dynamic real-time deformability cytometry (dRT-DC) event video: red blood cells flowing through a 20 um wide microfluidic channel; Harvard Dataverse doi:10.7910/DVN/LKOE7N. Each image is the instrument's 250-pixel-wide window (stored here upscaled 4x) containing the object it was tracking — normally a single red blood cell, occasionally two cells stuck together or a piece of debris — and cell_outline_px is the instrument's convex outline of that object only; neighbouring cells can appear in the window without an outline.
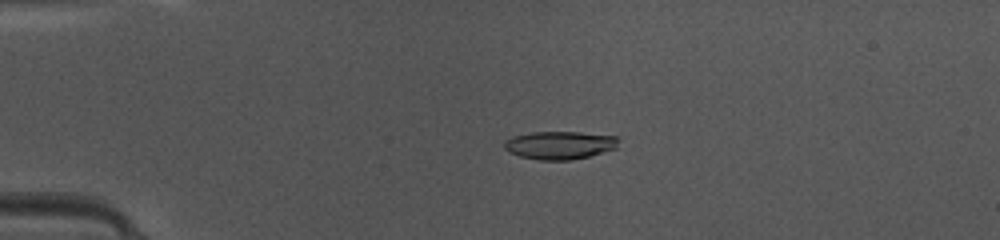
{"species": "common noctule bat (a hibernating species)", "species_latin": "Nyctalus noctula", "temperature_condition": "warm", "stored_images_in_passage": 42, "camera_frame_rate_fps": 3000, "um_per_image_px": 0.085, "animal": {"sex": "female", "body_mass_g": 10.0, "forearm_length_mm": 53.1}, "frame": {"image": 1, "passage_image": 5, "time_ms": 1.333, "image_size_px": [1000, 240], "cell_outline_px": [[620, 140], [616, 148], [588, 156], [572, 160], [540, 160], [520, 156], [508, 152], [504, 148], [504, 140], [512, 136], [532, 132], [580, 132], [620, 136]], "centroid_in_image_um": [47.58, 12.33], "position_along_channel_um": 37.4, "area_um2": 18.84}}
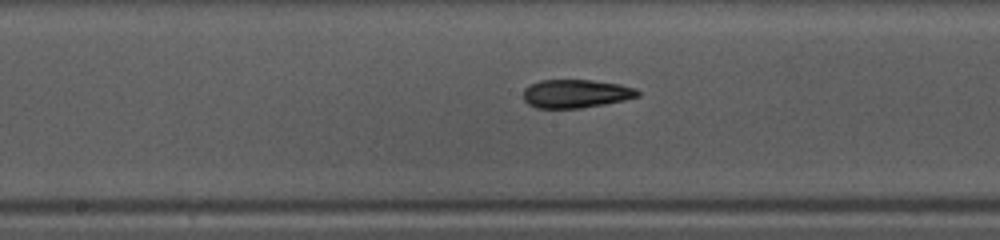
{"frame": {"image": 2, "passage_image": 19, "time_ms": 6.0, "image_size_px": [1000, 240], "cell_outline_px": [[640, 96], [624, 100], [604, 104], [580, 108], [536, 108], [528, 104], [524, 100], [524, 88], [528, 84], [540, 80], [592, 80], [620, 84], [636, 88], [640, 92]], "centroid_in_image_um": [48.94, 7.95], "position_along_channel_um": 199.3, "area_um2": 19.07}}
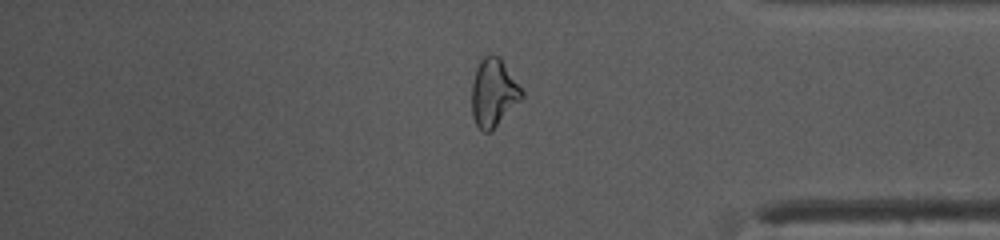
{"frame": {"image": 3, "passage_image": 34, "time_ms": 11.0, "image_size_px": [1000, 240], "cell_outline_px": [[524, 96], [492, 132], [484, 132], [476, 124], [472, 116], [472, 84], [476, 68], [480, 60], [488, 52], [492, 52], [500, 56], [524, 92]], "centroid_in_image_um": [41.95, 7.86], "position_along_channel_um": 393.2, "area_um2": 20.11}, "authors_computed_cell_mechanics": {"area_um2": 19.0451, "velocity_mm_per_s": 4.2068, "shape_relaxation_time_tau1_ms": 5.1421, "shape_relaxation_time_tau2_ms": 2.4462, "deformation_change_tau1": 0.1816, "deformation_change_tau2": 0.0896}}